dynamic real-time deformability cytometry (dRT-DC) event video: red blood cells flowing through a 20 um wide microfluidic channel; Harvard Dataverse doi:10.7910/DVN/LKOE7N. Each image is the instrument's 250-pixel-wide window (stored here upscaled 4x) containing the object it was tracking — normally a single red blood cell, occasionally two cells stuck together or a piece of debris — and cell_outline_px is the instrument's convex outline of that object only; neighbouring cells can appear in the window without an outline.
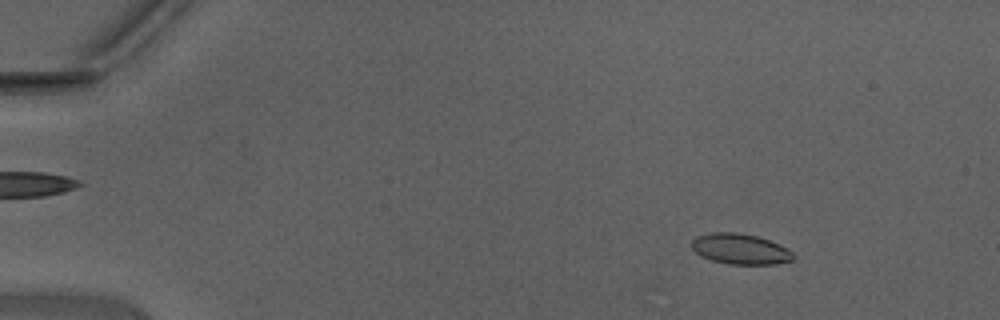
{"species": "Egyptian fruit bat (a non-hibernating species)", "species_latin": "Rousettus aegyptiacus", "temperature_condition": "warm", "stored_images_in_passage": 48, "camera_frame_rate_fps": 3000, "um_per_image_px": 0.085, "animal": {"sex": "male"}, "frame": {"image": 1, "passage_image": 7, "time_ms": 2.0, "image_size_px": [1000, 320], "cell_outline_px": [[792, 260], [776, 264], [728, 264], [712, 260], [700, 256], [692, 248], [692, 240], [696, 236], [712, 232], [736, 232], [756, 236], [780, 244], [788, 248], [792, 252]], "centroid_in_image_um": [62.9, 21.16], "position_along_channel_um": 22.1, "area_um2": 18.03}}
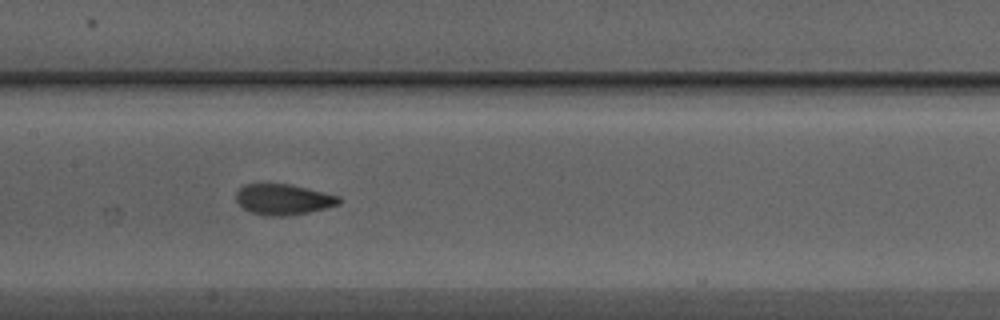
{"frame": {"image": 2, "passage_image": 25, "time_ms": 8.0, "image_size_px": [1000, 320], "cell_outline_px": [[344, 200], [340, 204], [308, 212], [288, 216], [264, 216], [252, 212], [244, 208], [236, 200], [236, 192], [244, 184], [292, 184], [340, 196]], "centroid_in_image_um": [24.11, 16.95], "position_along_channel_um": 183.3, "area_um2": 18.5}}
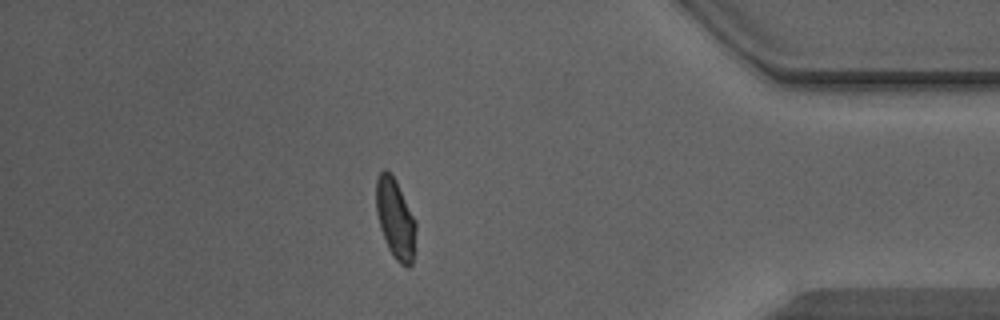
{"frame": {"image": 3, "passage_image": 42, "time_ms": 13.667, "image_size_px": [1000, 320], "cell_outline_px": [[416, 228], [412, 264], [408, 268], [400, 264], [396, 260], [388, 248], [380, 228], [376, 212], [376, 180], [380, 172], [384, 168], [396, 180], [416, 220]], "centroid_in_image_um": [33.6, 18.6], "position_along_channel_um": 401.6, "area_um2": 18.55}, "authors_computed_cell_mechanics": {"area_um2": 18.3804, "velocity_mm_per_s": 4.4424, "shape_relaxation_time_tau1_ms": 3.7679, "shape_relaxation_time_tau2_ms": 0.7649, "deformation_change_tau1": 0.1264, "deformation_change_tau2": 0.0689}}